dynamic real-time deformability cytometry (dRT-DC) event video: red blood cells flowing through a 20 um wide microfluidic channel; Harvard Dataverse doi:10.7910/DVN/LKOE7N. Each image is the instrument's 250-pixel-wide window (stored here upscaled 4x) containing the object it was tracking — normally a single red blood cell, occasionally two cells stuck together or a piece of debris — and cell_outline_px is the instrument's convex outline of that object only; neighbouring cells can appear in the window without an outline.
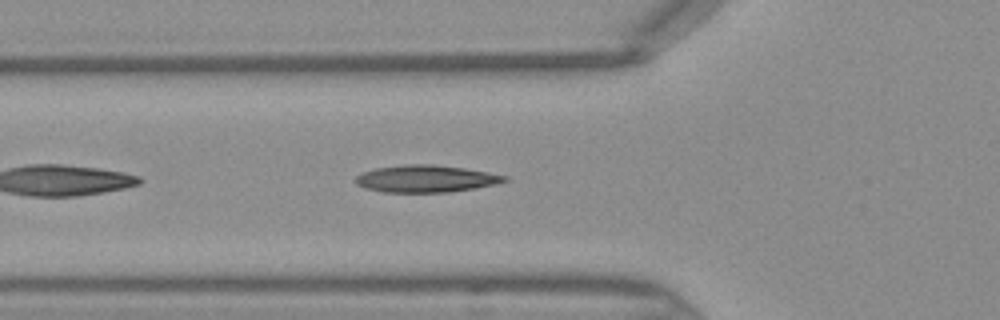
{"species": "Egyptian fruit bat (a non-hibernating species)", "species_latin": "Rousettus aegyptiacus", "temperature_condition": "warm", "stored_images_in_passage": 22, "camera_frame_rate_fps": 3000, "um_per_image_px": 0.085, "frame": {"image": 1, "passage_image": 5, "time_ms": 1.333, "image_size_px": [1000, 320], "cell_outline_px": [[508, 180], [496, 184], [448, 192], [384, 192], [368, 188], [356, 184], [356, 176], [364, 172], [376, 168], [404, 164], [432, 164], [464, 168], [488, 172], [508, 176]], "centroid_in_image_um": [36.22, 15.18], "position_along_channel_um": 89.6, "area_um2": 23.29}}
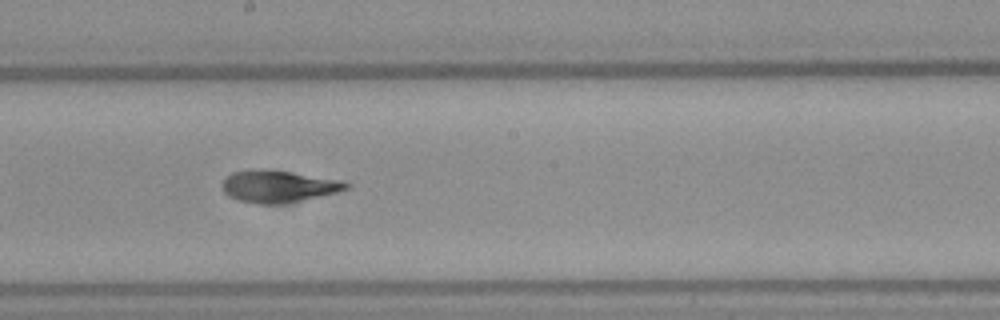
{"frame": {"image": 2, "passage_image": 14, "time_ms": 4.333, "image_size_px": [1000, 320], "cell_outline_px": [[352, 184], [348, 188], [336, 192], [284, 204], [260, 204], [236, 200], [228, 196], [224, 192], [224, 180], [232, 172], [248, 168], [260, 168], [344, 180]], "centroid_in_image_um": [23.65, 15.83], "position_along_channel_um": 224.5, "area_um2": 23.18}}
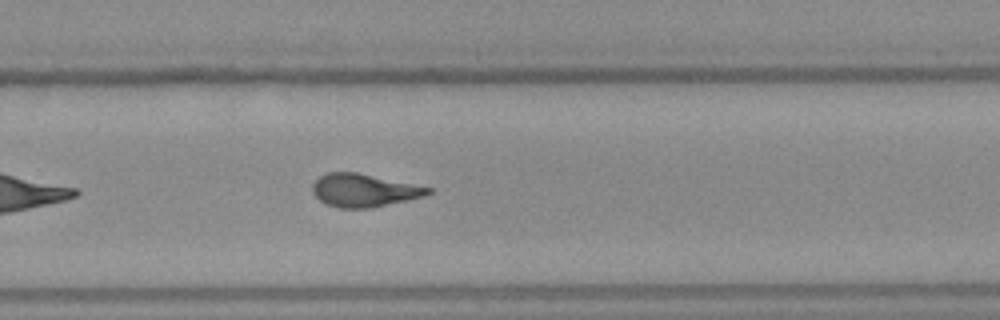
{"frame": {"image": 3, "passage_image": 19, "time_ms": 6.0, "image_size_px": [1000, 320], "cell_outline_px": [[432, 192], [424, 196], [372, 208], [336, 208], [320, 200], [312, 192], [312, 184], [320, 176], [328, 172], [356, 172], [432, 188]], "centroid_in_image_um": [30.91, 16.18], "position_along_channel_um": 298.9, "area_um2": 22.02}}